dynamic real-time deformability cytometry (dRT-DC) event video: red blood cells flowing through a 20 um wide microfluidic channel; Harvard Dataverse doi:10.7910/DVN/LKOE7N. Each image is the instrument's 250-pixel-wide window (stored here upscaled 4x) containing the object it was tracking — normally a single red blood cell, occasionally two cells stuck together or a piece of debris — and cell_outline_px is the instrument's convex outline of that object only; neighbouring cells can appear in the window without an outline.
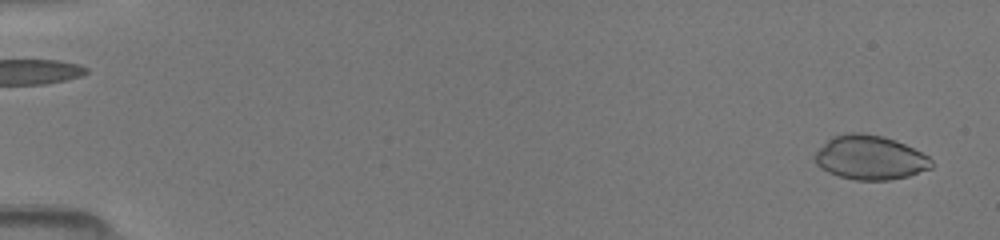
{"species": "common noctule bat (a hibernating species)", "species_latin": "Nyctalus noctula", "temperature_condition": "room temperature", "stored_images_in_passage": 7, "camera_frame_rate_fps": 3000, "um_per_image_px": 0.085, "animal": {"sex": "female", "body_mass_g": 19.5, "forearm_length_mm": 54.1}, "frame": {"image": 1, "passage_image": 2, "time_ms": 0.667, "image_size_px": [1000, 240], "cell_outline_px": [[932, 168], [908, 176], [888, 180], [856, 180], [840, 176], [828, 172], [820, 168], [812, 160], [812, 156], [832, 136], [844, 132], [860, 132], [884, 136], [896, 140], [928, 156], [932, 160]], "centroid_in_image_um": [73.92, 13.38], "position_along_channel_um": 11.1, "area_um2": 30.17}}